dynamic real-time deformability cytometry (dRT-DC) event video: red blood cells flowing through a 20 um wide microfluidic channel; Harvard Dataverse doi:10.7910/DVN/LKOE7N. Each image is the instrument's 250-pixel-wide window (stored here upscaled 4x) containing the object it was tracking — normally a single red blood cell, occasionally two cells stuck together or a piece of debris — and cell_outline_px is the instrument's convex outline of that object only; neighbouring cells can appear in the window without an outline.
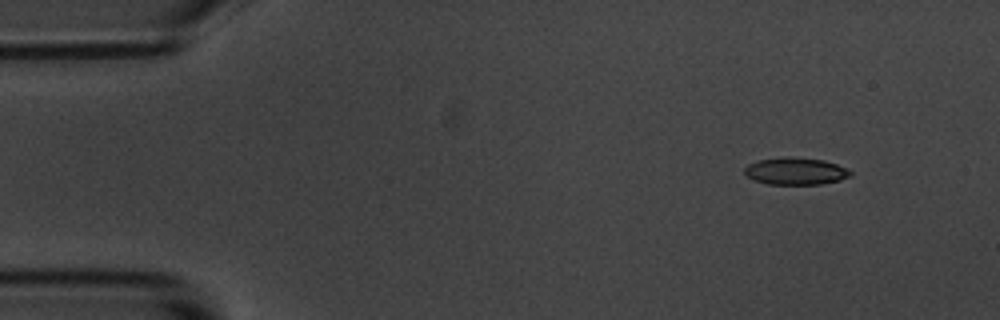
{"species": "common noctule bat (a hibernating species)", "species_latin": "Nyctalus noctula", "temperature_condition": "room temperature", "stored_images_in_passage": 4, "camera_frame_rate_fps": 3000, "um_per_image_px": 0.085, "animal": {"sex": "male", "body_mass_g": 20.1, "forearm_length_mm": 53.5}, "frame": {"image": 1, "passage_image": 1, "time_ms": 0.0, "image_size_px": [1000, 320], "cell_outline_px": [[852, 176], [840, 180], [820, 184], [768, 184], [752, 180], [744, 172], [744, 168], [748, 164], [760, 160], [784, 156], [788, 156], [824, 160], [836, 164], [852, 172]], "centroid_in_image_um": [67.61, 14.55], "position_along_channel_um": 17.4, "area_um2": 16.76}}
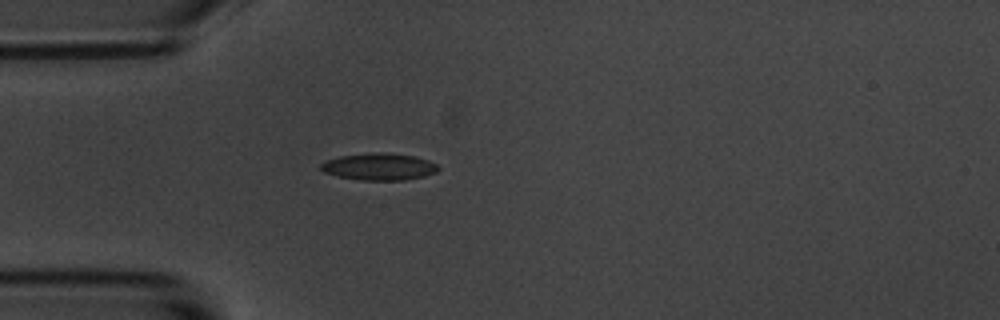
{"frame": {"image": 2, "passage_image": 4, "time_ms": 3.333, "image_size_px": [1000, 320], "cell_outline_px": [[440, 168], [436, 172], [424, 176], [404, 180], [360, 180], [336, 176], [324, 172], [320, 168], [320, 164], [324, 160], [340, 156], [372, 152], [380, 152], [416, 156], [428, 160], [436, 164]], "centroid_in_image_um": [32.2, 14.16], "position_along_channel_um": 52.8, "area_um2": 18.55}}